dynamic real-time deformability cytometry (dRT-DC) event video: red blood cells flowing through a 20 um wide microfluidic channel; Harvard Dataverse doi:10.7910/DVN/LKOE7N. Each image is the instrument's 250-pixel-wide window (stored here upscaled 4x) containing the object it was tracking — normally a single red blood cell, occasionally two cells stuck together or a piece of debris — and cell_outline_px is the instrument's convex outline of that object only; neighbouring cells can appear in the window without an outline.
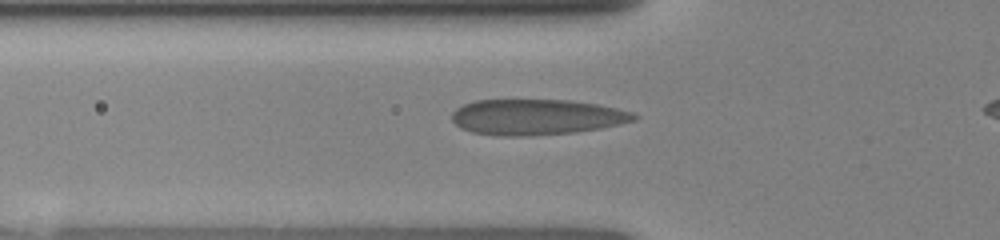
{"species": "human", "species_latin": "Homo sapiens", "temperature_condition": "room temperature", "stored_images_in_passage": 41, "camera_frame_rate_fps": 3000, "um_per_image_px": 0.085, "donor": {"sex": "female"}, "frame": {"image": 1, "passage_image": 14, "time_ms": 2.667, "image_size_px": [1000, 240], "cell_outline_px": [[640, 116], [636, 120], [600, 128], [572, 132], [528, 136], [496, 136], [472, 132], [460, 128], [452, 120], [452, 112], [456, 108], [464, 104], [476, 100], [568, 100], [596, 104], [616, 108], [632, 112]], "centroid_in_image_um": [45.57, 9.95], "position_along_channel_um": 80.2, "area_um2": 37.8}}
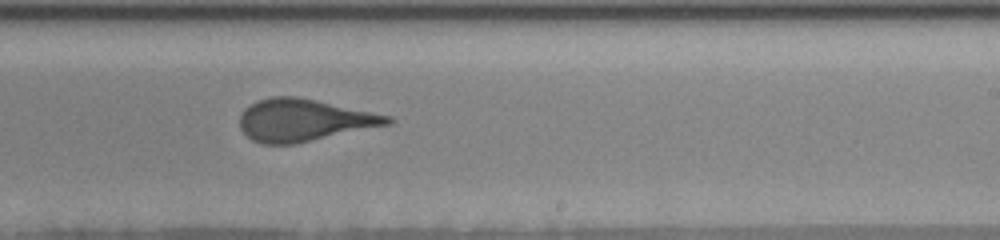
{"frame": {"image": 2, "passage_image": 30, "time_ms": 7.0, "image_size_px": [1000, 240], "cell_outline_px": [[396, 120], [392, 124], [292, 144], [264, 144], [252, 140], [240, 128], [240, 116], [244, 108], [256, 100], [272, 96], [296, 96], [316, 100], [392, 116]], "centroid_in_image_um": [25.83, 10.2], "position_along_channel_um": 263.2, "area_um2": 36.3}}
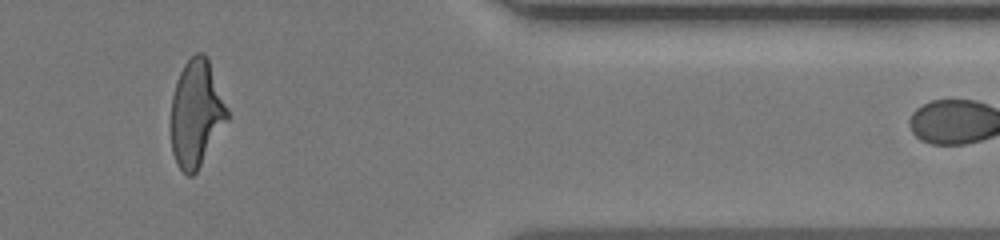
{"frame": {"image": 3, "passage_image": 38, "time_ms": 10.667, "image_size_px": [1000, 240], "cell_outline_px": [[228, 120], [196, 172], [192, 176], [188, 176], [176, 164], [172, 152], [172, 96], [180, 72], [184, 64], [196, 52], [204, 52], [208, 60], [228, 108]], "centroid_in_image_um": [16.69, 9.65], "position_along_channel_um": 394.7, "area_um2": 34.56}}